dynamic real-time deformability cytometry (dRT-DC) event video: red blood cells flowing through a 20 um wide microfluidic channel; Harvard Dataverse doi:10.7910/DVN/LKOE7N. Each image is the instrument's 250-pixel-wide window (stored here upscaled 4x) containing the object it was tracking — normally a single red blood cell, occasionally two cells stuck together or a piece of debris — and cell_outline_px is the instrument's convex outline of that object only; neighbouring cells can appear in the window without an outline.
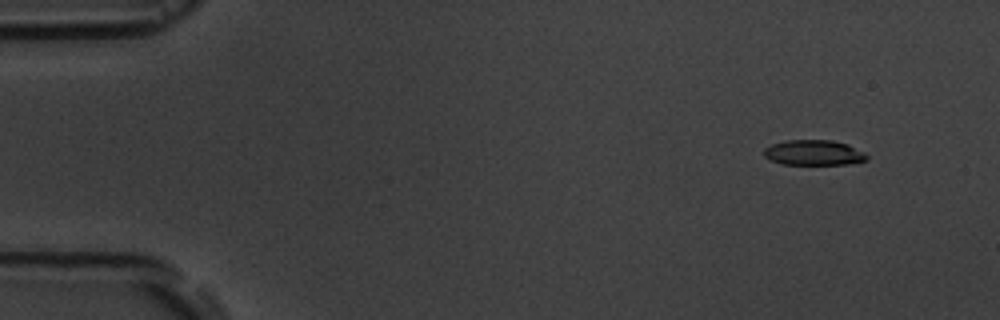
{"species": "common noctule bat (a hibernating species)", "species_latin": "Nyctalus noctula", "temperature_condition": "room temperature", "stored_images_in_passage": 8, "camera_frame_rate_fps": 3000, "um_per_image_px": 0.085, "animal": {"sex": "male", "body_mass_g": 19.5, "forearm_length_mm": 54.6}, "frame": {"image": 1, "passage_image": 2, "time_ms": 1.333, "image_size_px": [1000, 320], "cell_outline_px": [[868, 160], [848, 164], [780, 164], [764, 156], [764, 148], [772, 144], [788, 140], [832, 140], [848, 144], [864, 152], [868, 156]], "centroid_in_image_um": [69.19, 12.97], "position_along_channel_um": 15.8, "area_um2": 15.14}}
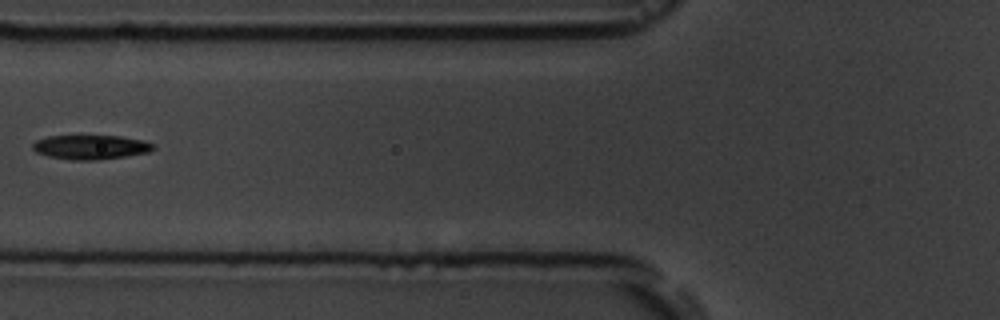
{"frame": {"image": 2, "passage_image": 7, "time_ms": 7.0, "image_size_px": [1000, 320], "cell_outline_px": [[156, 148], [148, 152], [124, 156], [96, 160], [72, 160], [48, 156], [36, 152], [32, 148], [32, 144], [36, 140], [48, 136], [120, 136], [144, 140], [156, 144]], "centroid_in_image_um": [7.72, 12.5], "position_along_channel_um": 118.1, "area_um2": 17.11}}
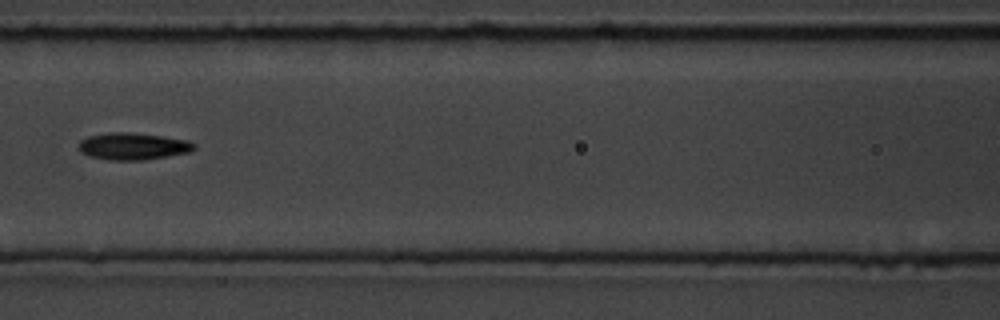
{"frame": {"image": 3, "passage_image": 8, "time_ms": 8.0, "image_size_px": [1000, 320], "cell_outline_px": [[196, 148], [188, 152], [168, 156], [144, 160], [108, 160], [92, 156], [80, 152], [80, 140], [88, 136], [108, 132], [128, 132], [160, 136], [188, 140], [196, 144]], "centroid_in_image_um": [11.31, 12.43], "position_along_channel_um": 155.3, "area_um2": 18.03}}